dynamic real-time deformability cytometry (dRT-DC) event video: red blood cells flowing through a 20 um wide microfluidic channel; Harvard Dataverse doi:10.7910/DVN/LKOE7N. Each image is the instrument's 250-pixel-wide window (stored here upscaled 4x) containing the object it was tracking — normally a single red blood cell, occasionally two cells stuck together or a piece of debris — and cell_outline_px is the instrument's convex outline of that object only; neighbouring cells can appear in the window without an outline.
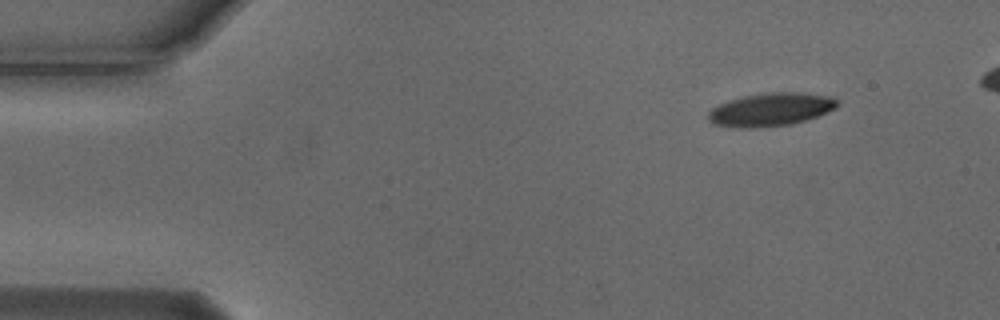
{"species": "Egyptian fruit bat (a non-hibernating species)", "species_latin": "Rousettus aegyptiacus", "temperature_condition": "cold", "stored_images_in_passage": 38, "camera_frame_rate_fps": 3000, "um_per_image_px": 0.085, "animal": {"sex": "male"}, "frame": {"image": 1, "passage_image": 1, "time_ms": 0.0, "image_size_px": [1000, 320], "cell_outline_px": [[840, 104], [836, 108], [816, 116], [792, 124], [752, 128], [744, 128], [712, 124], [708, 120], [708, 112], [712, 108], [728, 100], [744, 96], [768, 92], [804, 92], [832, 96]], "centroid_in_image_um": [65.52, 9.3], "position_along_channel_um": 19.5, "area_um2": 24.97}}
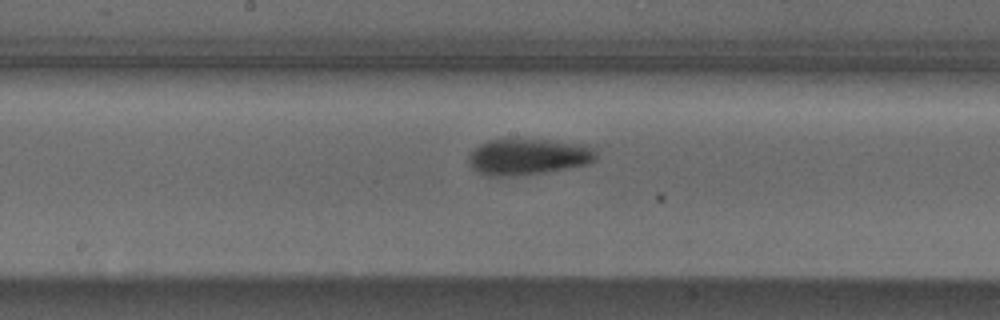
{"frame": {"image": 2, "passage_image": 23, "time_ms": 7.333, "image_size_px": [1000, 320], "cell_outline_px": [[596, 160], [588, 164], [544, 172], [516, 176], [492, 176], [480, 172], [472, 168], [468, 160], [468, 156], [480, 144], [488, 140], [548, 140], [588, 144], [596, 152]], "centroid_in_image_um": [44.93, 13.32], "position_along_channel_um": 203.3, "area_um2": 26.65}}
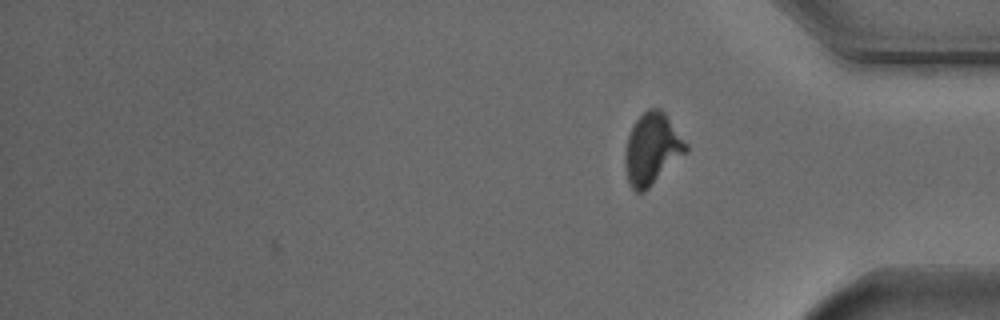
{"frame": {"image": 3, "passage_image": 38, "time_ms": 12.333, "image_size_px": [1000, 320], "cell_outline_px": [[688, 152], [644, 192], [636, 192], [632, 188], [628, 180], [624, 168], [624, 156], [628, 136], [636, 120], [648, 108], [660, 108], [664, 112], [688, 144]], "centroid_in_image_um": [55.43, 12.67], "position_along_channel_um": 379.8, "area_um2": 25.37}, "authors_computed_cell_mechanics": {"area_um2": 26.2701, "velocity_mm_per_s": 3.717, "shape_relaxation_time_tau1_ms": 3.1318, "shape_relaxation_time_tau2_ms": 2.7292, "deformation_change_tau1": 0.1514, "deformation_change_tau2": 0.0816}}